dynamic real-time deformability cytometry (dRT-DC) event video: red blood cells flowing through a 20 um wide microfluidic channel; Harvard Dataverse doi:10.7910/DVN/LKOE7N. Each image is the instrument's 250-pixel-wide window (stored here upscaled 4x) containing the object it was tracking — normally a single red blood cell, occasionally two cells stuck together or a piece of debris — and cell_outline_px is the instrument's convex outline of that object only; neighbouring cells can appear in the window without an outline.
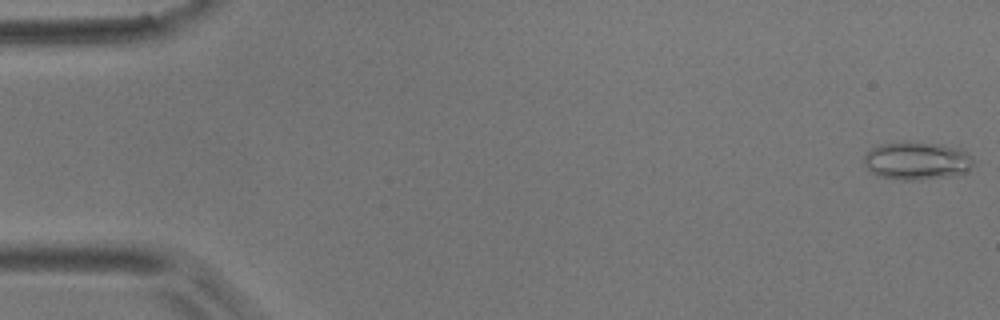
{"species": "common noctule bat (a hibernating species)", "species_latin": "Nyctalus noctula", "temperature_condition": "room temperature", "stored_images_in_passage": 5, "camera_frame_rate_fps": 3000, "um_per_image_px": 0.085, "animal": {"sex": "male", "body_mass_g": 17.9}, "frame": {"image": 1, "passage_image": 1, "time_ms": 0.0, "image_size_px": [1000, 320], "cell_outline_px": [[972, 168], [956, 176], [916, 180], [900, 180], [880, 176], [872, 172], [864, 164], [864, 156], [872, 148], [880, 144], [904, 140], [940, 144], [960, 148], [968, 152], [972, 156]], "centroid_in_image_um": [77.96, 13.65], "position_along_channel_um": 7.0, "area_um2": 24.62}}